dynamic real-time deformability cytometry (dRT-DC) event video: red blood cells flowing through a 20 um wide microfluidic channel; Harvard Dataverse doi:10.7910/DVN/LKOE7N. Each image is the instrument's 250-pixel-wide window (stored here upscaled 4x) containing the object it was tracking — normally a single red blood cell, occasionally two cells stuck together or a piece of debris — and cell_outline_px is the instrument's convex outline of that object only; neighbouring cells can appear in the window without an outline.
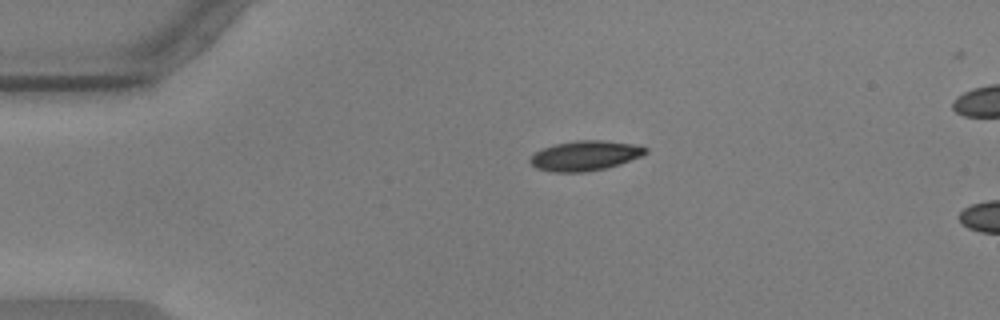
{"species": "common noctule bat (a hibernating species)", "species_latin": "Nyctalus noctula", "temperature_condition": "warm", "stored_images_in_passage": 5, "camera_frame_rate_fps": 3000, "um_per_image_px": 0.085, "animal": {"sex": "male", "body_mass_g": 17.9, "forearm_length_mm": 54.2}, "frame": {"image": 1, "passage_image": 1, "time_ms": 0.0, "image_size_px": [1000, 320], "cell_outline_px": [[648, 152], [640, 156], [620, 164], [604, 168], [584, 172], [552, 172], [536, 168], [528, 160], [536, 152], [544, 148], [556, 144], [576, 140], [600, 140], [640, 144], [648, 148]], "centroid_in_image_um": [49.77, 13.22], "position_along_channel_um": 35.2, "area_um2": 20.06}}